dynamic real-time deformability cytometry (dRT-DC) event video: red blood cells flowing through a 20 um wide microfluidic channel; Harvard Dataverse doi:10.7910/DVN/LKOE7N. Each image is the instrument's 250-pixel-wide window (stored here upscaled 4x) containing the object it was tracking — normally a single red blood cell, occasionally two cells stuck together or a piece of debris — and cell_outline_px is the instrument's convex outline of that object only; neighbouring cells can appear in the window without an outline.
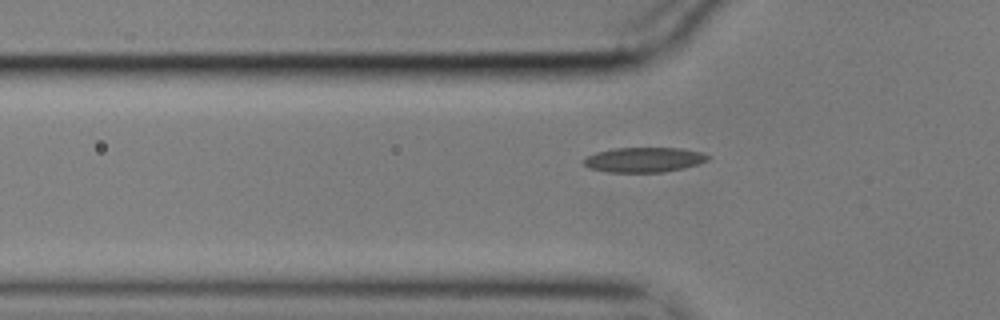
{"species": "common noctule bat (a hibernating species)", "species_latin": "Nyctalus noctula", "temperature_condition": "cold", "stored_images_in_passage": 37, "camera_frame_rate_fps": 3000, "um_per_image_px": 0.085, "animal": {"sex": "male", "body_mass_g": 17.9}, "frame": {"image": 1, "passage_image": 2, "time_ms": 0.333, "image_size_px": [1000, 320], "cell_outline_px": [[712, 156], [708, 160], [700, 164], [684, 168], [664, 172], [608, 172], [588, 168], [580, 160], [596, 152], [612, 148], [684, 148], [704, 152]], "centroid_in_image_um": [54.78, 13.57], "position_along_channel_um": 71.0, "area_um2": 18.38}}
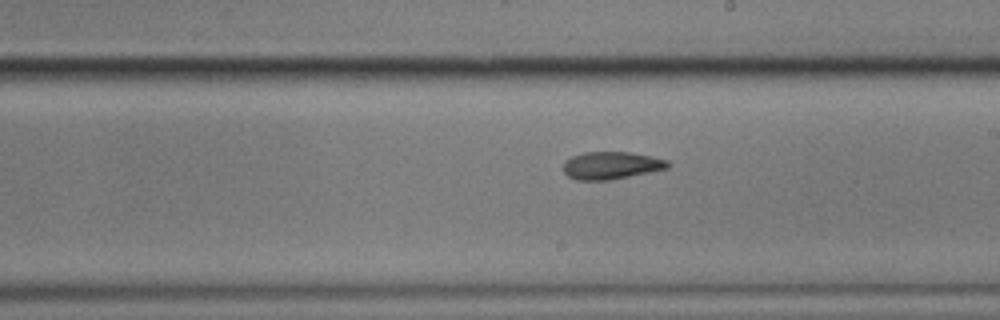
{"frame": {"image": 2, "passage_image": 16, "time_ms": 5.0, "image_size_px": [1000, 320], "cell_outline_px": [[672, 164], [668, 168], [612, 180], [576, 180], [568, 176], [564, 172], [564, 160], [572, 156], [584, 152], [628, 152], [668, 160]], "centroid_in_image_um": [51.95, 14.07], "position_along_channel_um": 237.1, "area_um2": 16.76}}
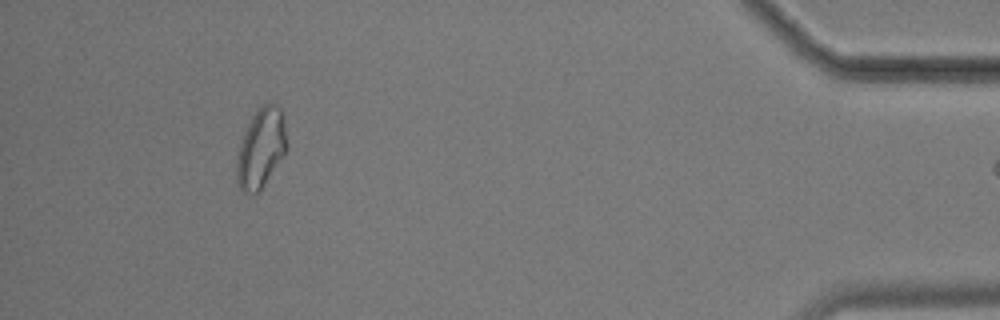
{"frame": {"image": 3, "passage_image": 36, "time_ms": 11.667, "image_size_px": [1000, 320], "cell_outline_px": [[288, 148], [260, 192], [256, 196], [248, 196], [240, 188], [236, 180], [236, 164], [240, 144], [244, 132], [256, 108], [264, 104], [276, 104], [280, 108], [284, 116], [288, 144]], "centroid_in_image_um": [22.19, 12.63], "position_along_channel_um": 413.0, "area_um2": 23.7}}